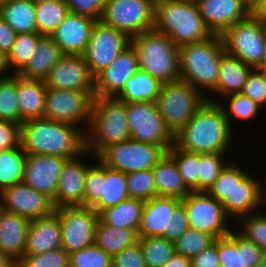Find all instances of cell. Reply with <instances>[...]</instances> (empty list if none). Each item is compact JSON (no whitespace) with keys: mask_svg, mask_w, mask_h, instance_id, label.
<instances>
[{"mask_svg":"<svg viewBox=\"0 0 266 267\" xmlns=\"http://www.w3.org/2000/svg\"><path fill=\"white\" fill-rule=\"evenodd\" d=\"M218 102L205 100L193 117L174 134V145L189 152L233 153L238 137Z\"/></svg>","mask_w":266,"mask_h":267,"instance_id":"6da1fadb","label":"cell"},{"mask_svg":"<svg viewBox=\"0 0 266 267\" xmlns=\"http://www.w3.org/2000/svg\"><path fill=\"white\" fill-rule=\"evenodd\" d=\"M21 147L27 155H53L72 159L83 153L85 132L74 124L35 118L20 124Z\"/></svg>","mask_w":266,"mask_h":267,"instance_id":"7a4b0ae2","label":"cell"},{"mask_svg":"<svg viewBox=\"0 0 266 267\" xmlns=\"http://www.w3.org/2000/svg\"><path fill=\"white\" fill-rule=\"evenodd\" d=\"M154 29L181 47L213 36L200 15L197 3L155 0Z\"/></svg>","mask_w":266,"mask_h":267,"instance_id":"3957f363","label":"cell"},{"mask_svg":"<svg viewBox=\"0 0 266 267\" xmlns=\"http://www.w3.org/2000/svg\"><path fill=\"white\" fill-rule=\"evenodd\" d=\"M180 79L205 97L216 88L221 56L225 53L220 35L178 48Z\"/></svg>","mask_w":266,"mask_h":267,"instance_id":"277c9868","label":"cell"},{"mask_svg":"<svg viewBox=\"0 0 266 267\" xmlns=\"http://www.w3.org/2000/svg\"><path fill=\"white\" fill-rule=\"evenodd\" d=\"M130 139L124 102L114 97H94L85 132V148L96 157L107 147Z\"/></svg>","mask_w":266,"mask_h":267,"instance_id":"5b68a950","label":"cell"},{"mask_svg":"<svg viewBox=\"0 0 266 267\" xmlns=\"http://www.w3.org/2000/svg\"><path fill=\"white\" fill-rule=\"evenodd\" d=\"M139 70L149 73L160 83L180 79L179 50L166 34L154 28L131 38Z\"/></svg>","mask_w":266,"mask_h":267,"instance_id":"8992f818","label":"cell"},{"mask_svg":"<svg viewBox=\"0 0 266 267\" xmlns=\"http://www.w3.org/2000/svg\"><path fill=\"white\" fill-rule=\"evenodd\" d=\"M128 198L126 173L108 168L98 158L93 161L85 176L84 207L99 214Z\"/></svg>","mask_w":266,"mask_h":267,"instance_id":"52a82bcc","label":"cell"},{"mask_svg":"<svg viewBox=\"0 0 266 267\" xmlns=\"http://www.w3.org/2000/svg\"><path fill=\"white\" fill-rule=\"evenodd\" d=\"M205 100L200 91L179 79L161 84L156 104L165 126L174 135L187 124Z\"/></svg>","mask_w":266,"mask_h":267,"instance_id":"ba28073f","label":"cell"},{"mask_svg":"<svg viewBox=\"0 0 266 267\" xmlns=\"http://www.w3.org/2000/svg\"><path fill=\"white\" fill-rule=\"evenodd\" d=\"M238 156L243 155H235V159H232V189L221 202L226 215L233 223L262 210L261 172L255 174L254 169L249 170L248 166L238 160Z\"/></svg>","mask_w":266,"mask_h":267,"instance_id":"9c48e42d","label":"cell"},{"mask_svg":"<svg viewBox=\"0 0 266 267\" xmlns=\"http://www.w3.org/2000/svg\"><path fill=\"white\" fill-rule=\"evenodd\" d=\"M221 38L226 53L237 57L253 69L261 65L266 39V23L249 15L245 20L229 27Z\"/></svg>","mask_w":266,"mask_h":267,"instance_id":"30bf717a","label":"cell"},{"mask_svg":"<svg viewBox=\"0 0 266 267\" xmlns=\"http://www.w3.org/2000/svg\"><path fill=\"white\" fill-rule=\"evenodd\" d=\"M155 0H106L100 21L130 39L154 28Z\"/></svg>","mask_w":266,"mask_h":267,"instance_id":"8fae6325","label":"cell"},{"mask_svg":"<svg viewBox=\"0 0 266 267\" xmlns=\"http://www.w3.org/2000/svg\"><path fill=\"white\" fill-rule=\"evenodd\" d=\"M167 151L164 146L129 139L110 145L97 158L108 168L129 174L152 169Z\"/></svg>","mask_w":266,"mask_h":267,"instance_id":"7c38bea8","label":"cell"},{"mask_svg":"<svg viewBox=\"0 0 266 267\" xmlns=\"http://www.w3.org/2000/svg\"><path fill=\"white\" fill-rule=\"evenodd\" d=\"M130 139L138 142L164 146L167 150L174 144V135L165 126L156 102L125 103Z\"/></svg>","mask_w":266,"mask_h":267,"instance_id":"4fadbf2b","label":"cell"},{"mask_svg":"<svg viewBox=\"0 0 266 267\" xmlns=\"http://www.w3.org/2000/svg\"><path fill=\"white\" fill-rule=\"evenodd\" d=\"M182 202L189 228L209 233L215 239L227 236L234 228L235 223L226 215L221 202L207 192L191 191Z\"/></svg>","mask_w":266,"mask_h":267,"instance_id":"5bb4252c","label":"cell"},{"mask_svg":"<svg viewBox=\"0 0 266 267\" xmlns=\"http://www.w3.org/2000/svg\"><path fill=\"white\" fill-rule=\"evenodd\" d=\"M93 97L84 90L47 88L44 118L74 124L86 132Z\"/></svg>","mask_w":266,"mask_h":267,"instance_id":"9a60e30c","label":"cell"},{"mask_svg":"<svg viewBox=\"0 0 266 267\" xmlns=\"http://www.w3.org/2000/svg\"><path fill=\"white\" fill-rule=\"evenodd\" d=\"M130 42L131 39L124 33L96 21L82 55L92 75L96 77L109 67L118 54L130 46Z\"/></svg>","mask_w":266,"mask_h":267,"instance_id":"2e32d148","label":"cell"},{"mask_svg":"<svg viewBox=\"0 0 266 267\" xmlns=\"http://www.w3.org/2000/svg\"><path fill=\"white\" fill-rule=\"evenodd\" d=\"M54 212L60 219L62 248L68 254L94 244L99 215L91 207H60Z\"/></svg>","mask_w":266,"mask_h":267,"instance_id":"e0dca14e","label":"cell"},{"mask_svg":"<svg viewBox=\"0 0 266 267\" xmlns=\"http://www.w3.org/2000/svg\"><path fill=\"white\" fill-rule=\"evenodd\" d=\"M96 159L94 154L85 150L79 156L65 161L56 195L52 199L55 209L73 206L84 207L85 176L87 169L93 163L92 161Z\"/></svg>","mask_w":266,"mask_h":267,"instance_id":"ac0fdd59","label":"cell"},{"mask_svg":"<svg viewBox=\"0 0 266 267\" xmlns=\"http://www.w3.org/2000/svg\"><path fill=\"white\" fill-rule=\"evenodd\" d=\"M0 208L30 220L49 216L55 211L51 198L24 182L0 192Z\"/></svg>","mask_w":266,"mask_h":267,"instance_id":"d6986e66","label":"cell"},{"mask_svg":"<svg viewBox=\"0 0 266 267\" xmlns=\"http://www.w3.org/2000/svg\"><path fill=\"white\" fill-rule=\"evenodd\" d=\"M44 82L47 88L84 90L94 98L95 77L82 55H63Z\"/></svg>","mask_w":266,"mask_h":267,"instance_id":"ffe728a7","label":"cell"},{"mask_svg":"<svg viewBox=\"0 0 266 267\" xmlns=\"http://www.w3.org/2000/svg\"><path fill=\"white\" fill-rule=\"evenodd\" d=\"M197 6L213 35H222L229 27L250 15L247 0H198Z\"/></svg>","mask_w":266,"mask_h":267,"instance_id":"44dd1931","label":"cell"},{"mask_svg":"<svg viewBox=\"0 0 266 267\" xmlns=\"http://www.w3.org/2000/svg\"><path fill=\"white\" fill-rule=\"evenodd\" d=\"M66 160L53 155H27L22 182L53 199Z\"/></svg>","mask_w":266,"mask_h":267,"instance_id":"7402d4cb","label":"cell"},{"mask_svg":"<svg viewBox=\"0 0 266 267\" xmlns=\"http://www.w3.org/2000/svg\"><path fill=\"white\" fill-rule=\"evenodd\" d=\"M138 70L137 55L130 45L95 77L94 97H115Z\"/></svg>","mask_w":266,"mask_h":267,"instance_id":"603a6c76","label":"cell"},{"mask_svg":"<svg viewBox=\"0 0 266 267\" xmlns=\"http://www.w3.org/2000/svg\"><path fill=\"white\" fill-rule=\"evenodd\" d=\"M96 21L91 17L69 12L50 37L63 55H83Z\"/></svg>","mask_w":266,"mask_h":267,"instance_id":"cb8c5ba5","label":"cell"},{"mask_svg":"<svg viewBox=\"0 0 266 267\" xmlns=\"http://www.w3.org/2000/svg\"><path fill=\"white\" fill-rule=\"evenodd\" d=\"M175 197L157 196L145 201L140 226L139 238L158 237L170 233V224L175 207L181 202Z\"/></svg>","mask_w":266,"mask_h":267,"instance_id":"d4e9b609","label":"cell"},{"mask_svg":"<svg viewBox=\"0 0 266 267\" xmlns=\"http://www.w3.org/2000/svg\"><path fill=\"white\" fill-rule=\"evenodd\" d=\"M30 219L0 208V253L16 264L26 247Z\"/></svg>","mask_w":266,"mask_h":267,"instance_id":"484cf974","label":"cell"},{"mask_svg":"<svg viewBox=\"0 0 266 267\" xmlns=\"http://www.w3.org/2000/svg\"><path fill=\"white\" fill-rule=\"evenodd\" d=\"M62 248L60 219L53 212L49 216L31 220L26 239V254H42Z\"/></svg>","mask_w":266,"mask_h":267,"instance_id":"4316f807","label":"cell"},{"mask_svg":"<svg viewBox=\"0 0 266 267\" xmlns=\"http://www.w3.org/2000/svg\"><path fill=\"white\" fill-rule=\"evenodd\" d=\"M252 69L237 57L225 52L221 56L216 88L206 99L218 102L220 97L241 93Z\"/></svg>","mask_w":266,"mask_h":267,"instance_id":"83f0119b","label":"cell"},{"mask_svg":"<svg viewBox=\"0 0 266 267\" xmlns=\"http://www.w3.org/2000/svg\"><path fill=\"white\" fill-rule=\"evenodd\" d=\"M62 56L54 40L50 36H42L38 40L35 53L16 74L25 79L44 80Z\"/></svg>","mask_w":266,"mask_h":267,"instance_id":"f1b7e54d","label":"cell"},{"mask_svg":"<svg viewBox=\"0 0 266 267\" xmlns=\"http://www.w3.org/2000/svg\"><path fill=\"white\" fill-rule=\"evenodd\" d=\"M46 92L44 80L25 79L17 75L20 124L29 119L44 117Z\"/></svg>","mask_w":266,"mask_h":267,"instance_id":"f546056e","label":"cell"},{"mask_svg":"<svg viewBox=\"0 0 266 267\" xmlns=\"http://www.w3.org/2000/svg\"><path fill=\"white\" fill-rule=\"evenodd\" d=\"M158 196L185 198L191 190L185 185L174 160L166 154L152 168Z\"/></svg>","mask_w":266,"mask_h":267,"instance_id":"4dcf8cb0","label":"cell"},{"mask_svg":"<svg viewBox=\"0 0 266 267\" xmlns=\"http://www.w3.org/2000/svg\"><path fill=\"white\" fill-rule=\"evenodd\" d=\"M137 242H139L138 230L115 228L98 219L94 244L111 257Z\"/></svg>","mask_w":266,"mask_h":267,"instance_id":"1f68e13d","label":"cell"},{"mask_svg":"<svg viewBox=\"0 0 266 267\" xmlns=\"http://www.w3.org/2000/svg\"><path fill=\"white\" fill-rule=\"evenodd\" d=\"M218 103L224 110L225 117L227 118L231 128L236 133L241 132V130L238 131L236 125L238 126L239 123L242 124L244 122V125L242 126H245L247 128V126L245 125L247 122V124L250 125V122L258 121L256 120L257 116H259L261 113L263 114L264 112H266L260 105H258L256 102L252 101L242 93H235L224 96L223 98H220Z\"/></svg>","mask_w":266,"mask_h":267,"instance_id":"d6a6232c","label":"cell"},{"mask_svg":"<svg viewBox=\"0 0 266 267\" xmlns=\"http://www.w3.org/2000/svg\"><path fill=\"white\" fill-rule=\"evenodd\" d=\"M161 84L149 73L138 70L125 82L124 88L114 98L124 103L156 102Z\"/></svg>","mask_w":266,"mask_h":267,"instance_id":"836d02e7","label":"cell"},{"mask_svg":"<svg viewBox=\"0 0 266 267\" xmlns=\"http://www.w3.org/2000/svg\"><path fill=\"white\" fill-rule=\"evenodd\" d=\"M0 16L17 34L37 32L35 0H9L0 6Z\"/></svg>","mask_w":266,"mask_h":267,"instance_id":"e575fe53","label":"cell"},{"mask_svg":"<svg viewBox=\"0 0 266 267\" xmlns=\"http://www.w3.org/2000/svg\"><path fill=\"white\" fill-rule=\"evenodd\" d=\"M145 202L128 198L116 206L102 210L99 219L112 227L129 228L138 230L141 222Z\"/></svg>","mask_w":266,"mask_h":267,"instance_id":"d590c367","label":"cell"},{"mask_svg":"<svg viewBox=\"0 0 266 267\" xmlns=\"http://www.w3.org/2000/svg\"><path fill=\"white\" fill-rule=\"evenodd\" d=\"M37 33L50 36L68 15L69 9L63 0H35Z\"/></svg>","mask_w":266,"mask_h":267,"instance_id":"8d00e7d4","label":"cell"},{"mask_svg":"<svg viewBox=\"0 0 266 267\" xmlns=\"http://www.w3.org/2000/svg\"><path fill=\"white\" fill-rule=\"evenodd\" d=\"M26 157L21 145L0 151V192L22 182Z\"/></svg>","mask_w":266,"mask_h":267,"instance_id":"74e56055","label":"cell"},{"mask_svg":"<svg viewBox=\"0 0 266 267\" xmlns=\"http://www.w3.org/2000/svg\"><path fill=\"white\" fill-rule=\"evenodd\" d=\"M235 153L200 154L198 165V192H207ZM229 156V158L227 157ZM231 157V158H230ZM228 158V160H227Z\"/></svg>","mask_w":266,"mask_h":267,"instance_id":"f35d334b","label":"cell"},{"mask_svg":"<svg viewBox=\"0 0 266 267\" xmlns=\"http://www.w3.org/2000/svg\"><path fill=\"white\" fill-rule=\"evenodd\" d=\"M217 254L222 267H247L243 258V235L235 227L227 236L217 238Z\"/></svg>","mask_w":266,"mask_h":267,"instance_id":"ab89813d","label":"cell"},{"mask_svg":"<svg viewBox=\"0 0 266 267\" xmlns=\"http://www.w3.org/2000/svg\"><path fill=\"white\" fill-rule=\"evenodd\" d=\"M146 267H162L175 254L174 242L158 237L139 238Z\"/></svg>","mask_w":266,"mask_h":267,"instance_id":"60d3db41","label":"cell"},{"mask_svg":"<svg viewBox=\"0 0 266 267\" xmlns=\"http://www.w3.org/2000/svg\"><path fill=\"white\" fill-rule=\"evenodd\" d=\"M167 154L176 163L185 185L191 191L198 192V165L200 162V154L180 150L174 144L167 151Z\"/></svg>","mask_w":266,"mask_h":267,"instance_id":"b9f144b4","label":"cell"},{"mask_svg":"<svg viewBox=\"0 0 266 267\" xmlns=\"http://www.w3.org/2000/svg\"><path fill=\"white\" fill-rule=\"evenodd\" d=\"M42 36L37 32L16 35L11 51L7 55L11 72L16 74L26 64L30 56L35 53L38 40Z\"/></svg>","mask_w":266,"mask_h":267,"instance_id":"7bdbcfd3","label":"cell"},{"mask_svg":"<svg viewBox=\"0 0 266 267\" xmlns=\"http://www.w3.org/2000/svg\"><path fill=\"white\" fill-rule=\"evenodd\" d=\"M0 120L20 124L17 98V74L0 78Z\"/></svg>","mask_w":266,"mask_h":267,"instance_id":"ee69618b","label":"cell"},{"mask_svg":"<svg viewBox=\"0 0 266 267\" xmlns=\"http://www.w3.org/2000/svg\"><path fill=\"white\" fill-rule=\"evenodd\" d=\"M242 235L266 251V211L260 210L240 218L234 226Z\"/></svg>","mask_w":266,"mask_h":267,"instance_id":"f6af8a7d","label":"cell"},{"mask_svg":"<svg viewBox=\"0 0 266 267\" xmlns=\"http://www.w3.org/2000/svg\"><path fill=\"white\" fill-rule=\"evenodd\" d=\"M215 241L209 233H204L196 229L188 228L174 242L175 253L184 255L192 259L204 249L208 248Z\"/></svg>","mask_w":266,"mask_h":267,"instance_id":"bcb514c9","label":"cell"},{"mask_svg":"<svg viewBox=\"0 0 266 267\" xmlns=\"http://www.w3.org/2000/svg\"><path fill=\"white\" fill-rule=\"evenodd\" d=\"M126 179L130 198L145 202L158 196L152 169L126 174Z\"/></svg>","mask_w":266,"mask_h":267,"instance_id":"7dc6e473","label":"cell"},{"mask_svg":"<svg viewBox=\"0 0 266 267\" xmlns=\"http://www.w3.org/2000/svg\"><path fill=\"white\" fill-rule=\"evenodd\" d=\"M15 267H69V254L63 248L42 254H26Z\"/></svg>","mask_w":266,"mask_h":267,"instance_id":"c3c4849f","label":"cell"},{"mask_svg":"<svg viewBox=\"0 0 266 267\" xmlns=\"http://www.w3.org/2000/svg\"><path fill=\"white\" fill-rule=\"evenodd\" d=\"M112 257L95 244L69 254V267H111Z\"/></svg>","mask_w":266,"mask_h":267,"instance_id":"681fc988","label":"cell"},{"mask_svg":"<svg viewBox=\"0 0 266 267\" xmlns=\"http://www.w3.org/2000/svg\"><path fill=\"white\" fill-rule=\"evenodd\" d=\"M241 93L266 108V71L254 68L249 73ZM266 111V109H265Z\"/></svg>","mask_w":266,"mask_h":267,"instance_id":"f907efd6","label":"cell"},{"mask_svg":"<svg viewBox=\"0 0 266 267\" xmlns=\"http://www.w3.org/2000/svg\"><path fill=\"white\" fill-rule=\"evenodd\" d=\"M111 263V267H146L139 242L112 256Z\"/></svg>","mask_w":266,"mask_h":267,"instance_id":"816d5d0a","label":"cell"},{"mask_svg":"<svg viewBox=\"0 0 266 267\" xmlns=\"http://www.w3.org/2000/svg\"><path fill=\"white\" fill-rule=\"evenodd\" d=\"M106 0H66L70 13L100 21Z\"/></svg>","mask_w":266,"mask_h":267,"instance_id":"f5cc1de1","label":"cell"},{"mask_svg":"<svg viewBox=\"0 0 266 267\" xmlns=\"http://www.w3.org/2000/svg\"><path fill=\"white\" fill-rule=\"evenodd\" d=\"M21 145L20 124L0 120V151L9 150Z\"/></svg>","mask_w":266,"mask_h":267,"instance_id":"db71d44e","label":"cell"},{"mask_svg":"<svg viewBox=\"0 0 266 267\" xmlns=\"http://www.w3.org/2000/svg\"><path fill=\"white\" fill-rule=\"evenodd\" d=\"M232 189V160L221 171L207 193L222 202Z\"/></svg>","mask_w":266,"mask_h":267,"instance_id":"11a10c76","label":"cell"},{"mask_svg":"<svg viewBox=\"0 0 266 267\" xmlns=\"http://www.w3.org/2000/svg\"><path fill=\"white\" fill-rule=\"evenodd\" d=\"M172 219L170 233H163V237L175 242L189 228L186 208L182 201L175 207Z\"/></svg>","mask_w":266,"mask_h":267,"instance_id":"9f6ffc18","label":"cell"},{"mask_svg":"<svg viewBox=\"0 0 266 267\" xmlns=\"http://www.w3.org/2000/svg\"><path fill=\"white\" fill-rule=\"evenodd\" d=\"M219 264L217 239L212 245L191 259V267H217Z\"/></svg>","mask_w":266,"mask_h":267,"instance_id":"6f0895ef","label":"cell"},{"mask_svg":"<svg viewBox=\"0 0 266 267\" xmlns=\"http://www.w3.org/2000/svg\"><path fill=\"white\" fill-rule=\"evenodd\" d=\"M264 251L243 235V258L247 267H258Z\"/></svg>","mask_w":266,"mask_h":267,"instance_id":"680465c9","label":"cell"},{"mask_svg":"<svg viewBox=\"0 0 266 267\" xmlns=\"http://www.w3.org/2000/svg\"><path fill=\"white\" fill-rule=\"evenodd\" d=\"M17 33L0 16V52L8 55L15 41Z\"/></svg>","mask_w":266,"mask_h":267,"instance_id":"91938a15","label":"cell"},{"mask_svg":"<svg viewBox=\"0 0 266 267\" xmlns=\"http://www.w3.org/2000/svg\"><path fill=\"white\" fill-rule=\"evenodd\" d=\"M250 15L266 23V0H255L250 5Z\"/></svg>","mask_w":266,"mask_h":267,"instance_id":"94428289","label":"cell"},{"mask_svg":"<svg viewBox=\"0 0 266 267\" xmlns=\"http://www.w3.org/2000/svg\"><path fill=\"white\" fill-rule=\"evenodd\" d=\"M162 267H191V259L175 253Z\"/></svg>","mask_w":266,"mask_h":267,"instance_id":"6125c7cd","label":"cell"},{"mask_svg":"<svg viewBox=\"0 0 266 267\" xmlns=\"http://www.w3.org/2000/svg\"><path fill=\"white\" fill-rule=\"evenodd\" d=\"M12 74L13 72H11L8 66L7 55L3 52H0V78H4Z\"/></svg>","mask_w":266,"mask_h":267,"instance_id":"be15d7a7","label":"cell"},{"mask_svg":"<svg viewBox=\"0 0 266 267\" xmlns=\"http://www.w3.org/2000/svg\"><path fill=\"white\" fill-rule=\"evenodd\" d=\"M263 174L266 175V173L262 172V174H261L262 175V178L261 179H264V180H261L262 209L264 210V209H266V176L264 177Z\"/></svg>","mask_w":266,"mask_h":267,"instance_id":"e7e4bbea","label":"cell"},{"mask_svg":"<svg viewBox=\"0 0 266 267\" xmlns=\"http://www.w3.org/2000/svg\"><path fill=\"white\" fill-rule=\"evenodd\" d=\"M0 267H15V264L10 261L5 255L0 253Z\"/></svg>","mask_w":266,"mask_h":267,"instance_id":"03108f58","label":"cell"},{"mask_svg":"<svg viewBox=\"0 0 266 267\" xmlns=\"http://www.w3.org/2000/svg\"><path fill=\"white\" fill-rule=\"evenodd\" d=\"M257 69L266 71V39H265V47H264V54H263L262 62H261V65Z\"/></svg>","mask_w":266,"mask_h":267,"instance_id":"003e7915","label":"cell"},{"mask_svg":"<svg viewBox=\"0 0 266 267\" xmlns=\"http://www.w3.org/2000/svg\"><path fill=\"white\" fill-rule=\"evenodd\" d=\"M258 267H266V251H264L261 263L259 264Z\"/></svg>","mask_w":266,"mask_h":267,"instance_id":"a7ac6f4b","label":"cell"},{"mask_svg":"<svg viewBox=\"0 0 266 267\" xmlns=\"http://www.w3.org/2000/svg\"><path fill=\"white\" fill-rule=\"evenodd\" d=\"M178 1L191 2V3H197L198 2V0H178Z\"/></svg>","mask_w":266,"mask_h":267,"instance_id":"89a4df30","label":"cell"},{"mask_svg":"<svg viewBox=\"0 0 266 267\" xmlns=\"http://www.w3.org/2000/svg\"><path fill=\"white\" fill-rule=\"evenodd\" d=\"M9 0H0V6L6 2H8Z\"/></svg>","mask_w":266,"mask_h":267,"instance_id":"2644e50d","label":"cell"},{"mask_svg":"<svg viewBox=\"0 0 266 267\" xmlns=\"http://www.w3.org/2000/svg\"><path fill=\"white\" fill-rule=\"evenodd\" d=\"M255 0H247L248 4L251 5Z\"/></svg>","mask_w":266,"mask_h":267,"instance_id":"8c879c8a","label":"cell"}]
</instances>
